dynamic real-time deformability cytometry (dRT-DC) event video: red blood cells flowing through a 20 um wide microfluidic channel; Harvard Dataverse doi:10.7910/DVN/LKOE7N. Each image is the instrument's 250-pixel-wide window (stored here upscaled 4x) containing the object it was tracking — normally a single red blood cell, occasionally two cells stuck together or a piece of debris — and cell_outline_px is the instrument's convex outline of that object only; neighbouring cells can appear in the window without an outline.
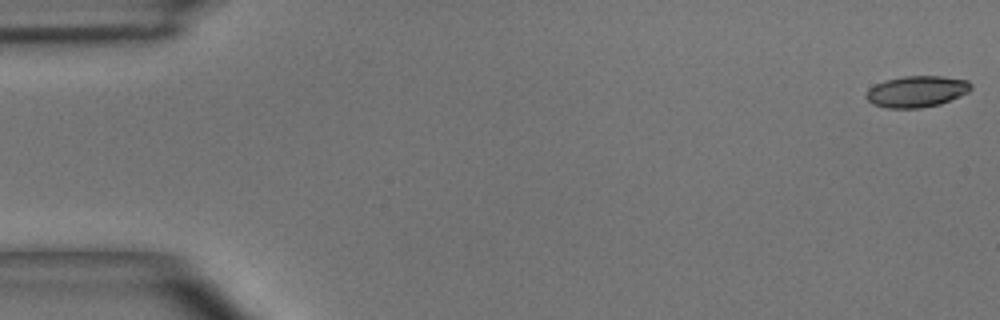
{"species": "common noctule bat (a hibernating species)", "species_latin": "Nyctalus noctula", "temperature_condition": "room temperature", "stored_images_in_passage": 49, "camera_frame_rate_fps": 3000, "um_per_image_px": 0.085, "animal": {"sex": "male", "body_mass_g": 15.6}, "frame": {"image": 1, "passage_image": 1, "time_ms": 0.0, "image_size_px": [1000, 320], "cell_outline_px": [[972, 88], [968, 92], [960, 96], [940, 104], [920, 108], [888, 108], [872, 104], [864, 96], [868, 88], [884, 80], [904, 76], [940, 76], [968, 80], [972, 84]], "centroid_in_image_um": [77.9, 7.77], "position_along_channel_um": 7.1, "area_um2": 19.25}}
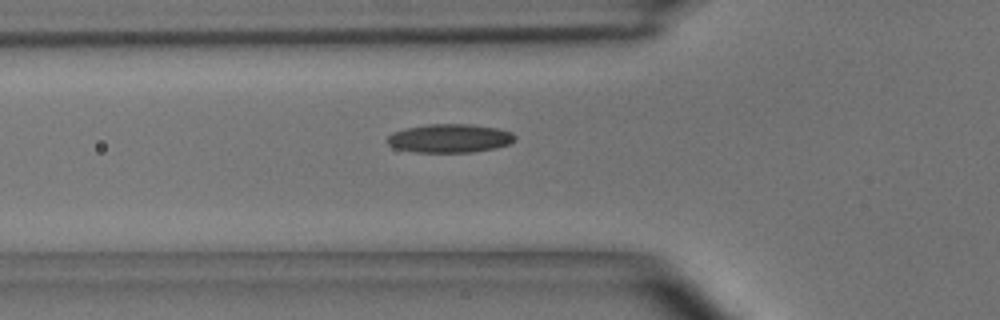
{"frame": {"image": 2, "passage_image": 17, "time_ms": 5.333, "image_size_px": [1000, 320], "cell_outline_px": [[516, 140], [508, 144], [496, 148], [472, 152], [416, 152], [396, 148], [388, 144], [384, 140], [392, 132], [404, 128], [428, 124], [468, 124], [496, 128], [512, 132], [516, 136]], "centroid_in_image_um": [38.2, 11.75], "position_along_channel_um": 87.6, "area_um2": 21.39}}
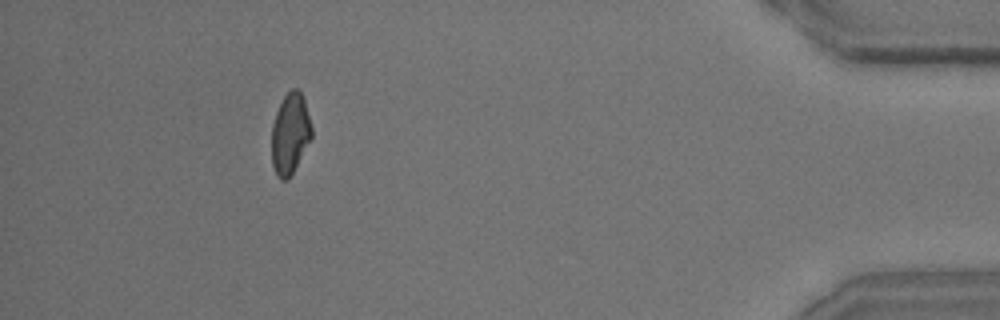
{"frame": {"image": 3, "passage_image": 45, "time_ms": 14.667, "image_size_px": [1000, 320], "cell_outline_px": [[312, 136], [292, 172], [284, 180], [280, 180], [276, 176], [272, 164], [272, 124], [276, 112], [284, 96], [292, 88], [296, 88], [304, 96], [312, 128]], "centroid_in_image_um": [24.65, 11.32], "position_along_channel_um": 410.5, "area_um2": 18.61}, "authors_computed_cell_mechanics": {"area_um2": 19.941, "velocity_mm_per_s": 4.0716, "shape_relaxation_time_tau1_ms": 5.5224, "shape_relaxation_time_tau2_ms": 3.4039, "deformation_change_tau1": 0.1841, "deformation_change_tau2": 0.1019}}